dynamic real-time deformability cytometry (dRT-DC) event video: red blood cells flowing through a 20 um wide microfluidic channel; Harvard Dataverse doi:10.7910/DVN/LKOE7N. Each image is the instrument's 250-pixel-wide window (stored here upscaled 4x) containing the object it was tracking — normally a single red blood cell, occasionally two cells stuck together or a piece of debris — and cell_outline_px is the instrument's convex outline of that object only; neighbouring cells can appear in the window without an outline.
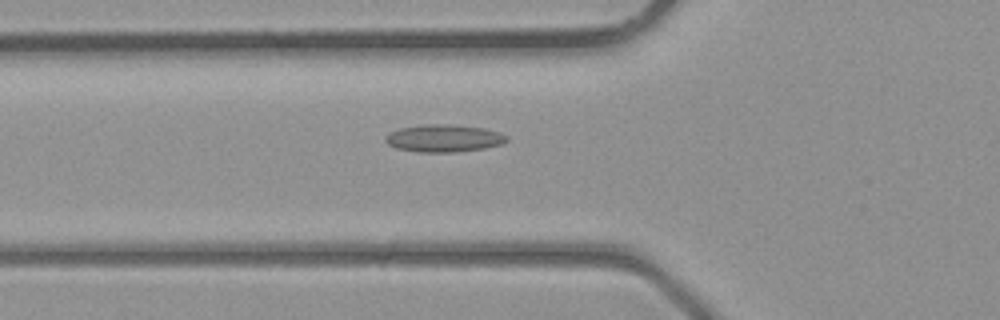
{"species": "common noctule bat (a hibernating species)", "species_latin": "Nyctalus noctula", "temperature_condition": "room temperature", "stored_images_in_passage": 29, "camera_frame_rate_fps": 3000, "um_per_image_px": 0.085, "animal": {"sex": "male", "body_mass_g": 23.1, "forearm_length_mm": 52.7}, "frame": {"image": 1, "passage_image": 3, "time_ms": 0.667, "image_size_px": [1000, 320], "cell_outline_px": [[508, 140], [500, 144], [484, 148], [452, 152], [420, 152], [396, 148], [388, 144], [384, 140], [392, 132], [400, 128], [428, 124], [448, 124], [484, 128], [508, 136]], "centroid_in_image_um": [37.73, 11.75], "position_along_channel_um": 88.1, "area_um2": 19.02}}
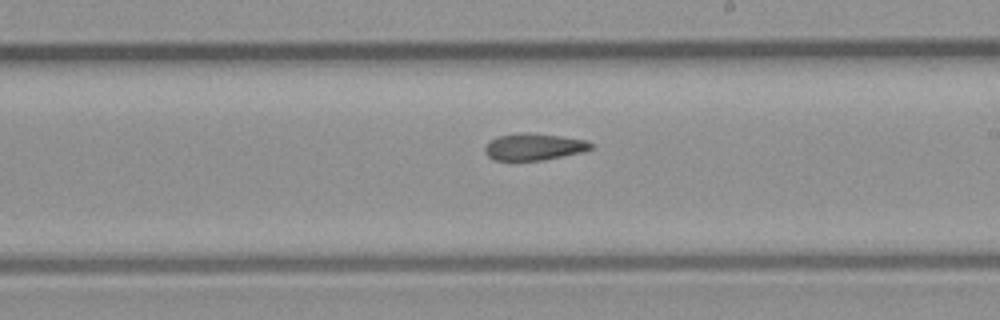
{"frame": {"image": 2, "passage_image": 12, "time_ms": 3.667, "image_size_px": [1000, 320], "cell_outline_px": [[592, 148], [584, 152], [544, 160], [492, 160], [484, 152], [484, 148], [492, 140], [500, 136], [560, 136], [588, 140], [592, 144]], "centroid_in_image_um": [45.45, 12.55], "position_along_channel_um": 243.6, "area_um2": 15.61}}
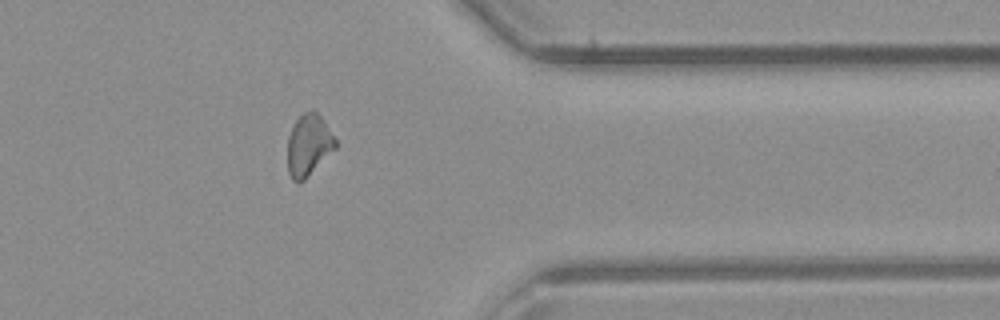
{"frame": {"image": 3, "passage_image": 21, "time_ms": 6.667, "image_size_px": [1000, 320], "cell_outline_px": [[336, 148], [300, 184], [296, 184], [292, 180], [288, 172], [288, 136], [296, 120], [304, 112], [312, 108], [320, 116], [336, 140]], "centroid_in_image_um": [26.21, 12.36], "position_along_channel_um": 385.2, "area_um2": 17.11}}